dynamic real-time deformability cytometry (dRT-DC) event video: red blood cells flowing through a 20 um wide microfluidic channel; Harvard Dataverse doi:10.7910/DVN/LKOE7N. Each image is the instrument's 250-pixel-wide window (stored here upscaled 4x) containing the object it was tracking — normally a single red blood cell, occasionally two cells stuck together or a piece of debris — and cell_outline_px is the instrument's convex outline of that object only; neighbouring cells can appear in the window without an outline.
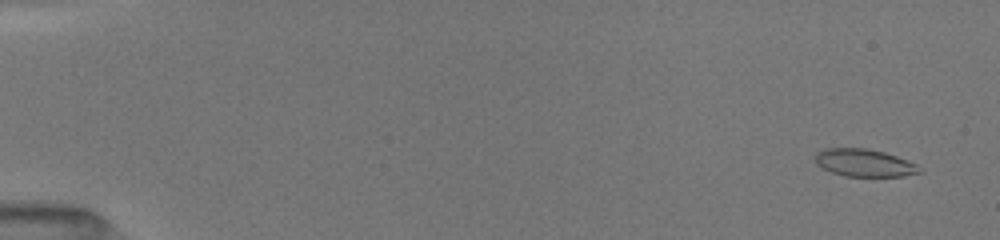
{"species": "common noctule bat (a hibernating species)", "species_latin": "Nyctalus noctula", "temperature_condition": "room temperature", "stored_images_in_passage": 70, "camera_frame_rate_fps": 3000, "um_per_image_px": 0.085, "animal": {"sex": "female", "body_mass_g": 19.5, "forearm_length_mm": 54.1}, "frame": {"image": 1, "passage_image": 3, "time_ms": 0.667, "image_size_px": [1000, 240], "cell_outline_px": [[924, 172], [904, 176], [844, 176], [832, 172], [816, 164], [816, 152], [824, 148], [864, 148], [884, 152], [896, 156], [916, 164]], "centroid_in_image_um": [73.47, 13.84], "position_along_channel_um": 11.5, "area_um2": 16.65}}
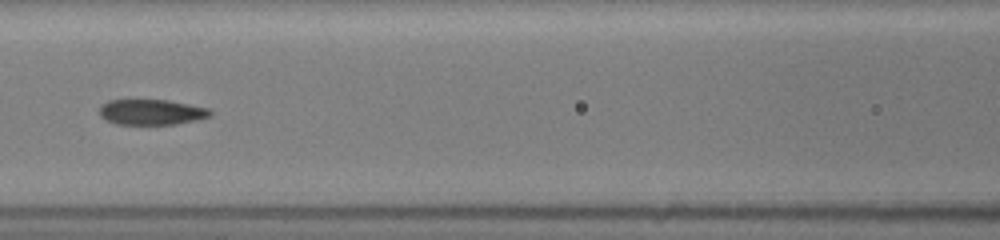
{"frame": {"image": 2, "passage_image": 34, "time_ms": 8.0, "image_size_px": [1000, 240], "cell_outline_px": [[212, 116], [196, 120], [176, 124], [116, 124], [104, 120], [100, 116], [100, 104], [108, 100], [168, 100], [208, 108], [212, 112]], "centroid_in_image_um": [12.85, 9.53], "position_along_channel_um": 153.8, "area_um2": 16.53}}
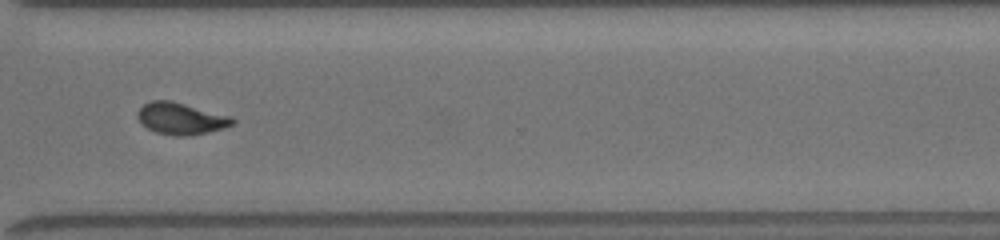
{"frame": {"image": 3, "passage_image": 69, "time_ms": 13.0, "image_size_px": [1000, 240], "cell_outline_px": [[236, 120], [232, 124], [224, 128], [208, 132], [188, 136], [172, 136], [156, 132], [140, 124], [136, 116], [136, 112], [144, 104], [152, 100], [172, 100], [232, 116]], "centroid_in_image_um": [15.36, 10.07], "position_along_channel_um": 355.2, "area_um2": 17.86}}